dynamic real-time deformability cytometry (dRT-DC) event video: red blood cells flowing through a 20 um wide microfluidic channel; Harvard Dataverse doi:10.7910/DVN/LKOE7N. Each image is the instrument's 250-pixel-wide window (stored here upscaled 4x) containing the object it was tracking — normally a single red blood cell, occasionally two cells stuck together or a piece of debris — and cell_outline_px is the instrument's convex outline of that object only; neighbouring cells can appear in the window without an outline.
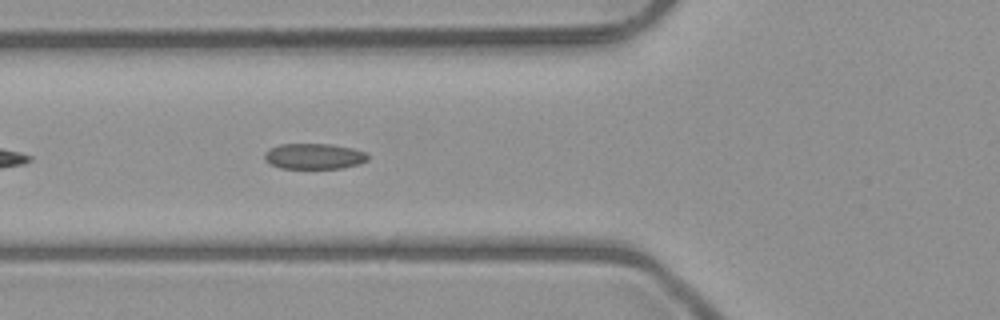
{"species": "common noctule bat (a hibernating species)", "species_latin": "Nyctalus noctula", "temperature_condition": "room temperature", "stored_images_in_passage": 6, "segment_of_instrument_passage": [2, 2], "camera_frame_rate_fps": 3000, "um_per_image_px": 0.085, "animal": {"sex": "male", "body_mass_g": 23.1, "forearm_length_mm": 52.7}, "frame": {"image": 1, "passage_image": 6, "time_ms": 5.667, "image_size_px": [1000, 320], "cell_outline_px": [[368, 160], [360, 164], [340, 168], [280, 168], [264, 160], [264, 152], [268, 148], [280, 144], [332, 144], [352, 148], [368, 152]], "centroid_in_image_um": [26.7, 13.27], "position_along_channel_um": 99.1, "area_um2": 15.61}}